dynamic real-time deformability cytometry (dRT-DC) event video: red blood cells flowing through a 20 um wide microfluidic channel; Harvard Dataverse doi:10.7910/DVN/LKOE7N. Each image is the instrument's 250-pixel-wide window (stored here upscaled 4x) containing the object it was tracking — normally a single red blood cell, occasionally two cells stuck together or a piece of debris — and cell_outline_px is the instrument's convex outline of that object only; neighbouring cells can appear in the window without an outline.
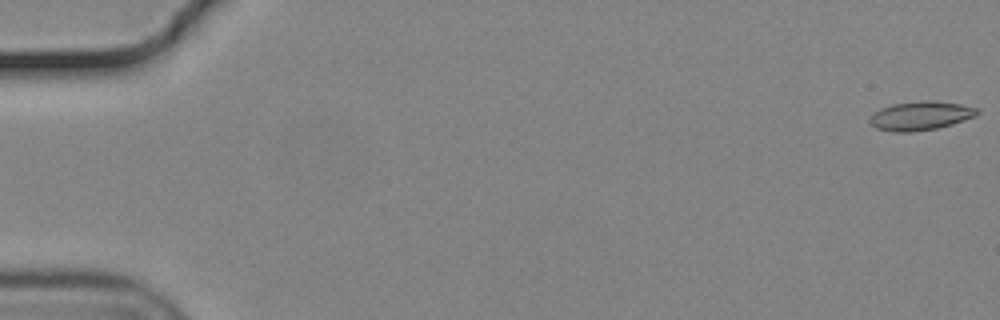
{"species": "common noctule bat (a hibernating species)", "species_latin": "Nyctalus noctula", "temperature_condition": "cold", "stored_images_in_passage": 56, "camera_frame_rate_fps": 3000, "um_per_image_px": 0.085, "animal": {"sex": "male", "body_mass_g": 19.2, "forearm_length_mm": 51.8}, "frame": {"image": 1, "passage_image": 1, "time_ms": 0.0, "image_size_px": [1000, 320], "cell_outline_px": [[980, 112], [976, 116], [952, 124], [936, 128], [912, 132], [892, 132], [876, 128], [868, 120], [880, 108], [892, 104], [928, 100], [960, 104], [980, 108]], "centroid_in_image_um": [78.27, 9.84], "position_along_channel_um": 6.7, "area_um2": 17.98}}
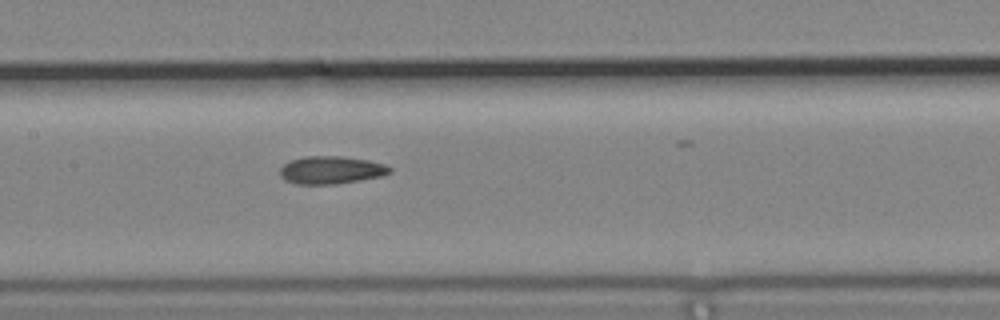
{"frame": {"image": 2, "passage_image": 28, "time_ms": 9.0, "image_size_px": [1000, 320], "cell_outline_px": [[392, 172], [384, 176], [336, 184], [296, 184], [284, 180], [280, 176], [280, 168], [284, 164], [292, 160], [304, 156], [340, 156], [368, 160], [384, 164], [392, 168]], "centroid_in_image_um": [28.15, 14.46], "position_along_channel_um": 179.2, "area_um2": 17.86}}
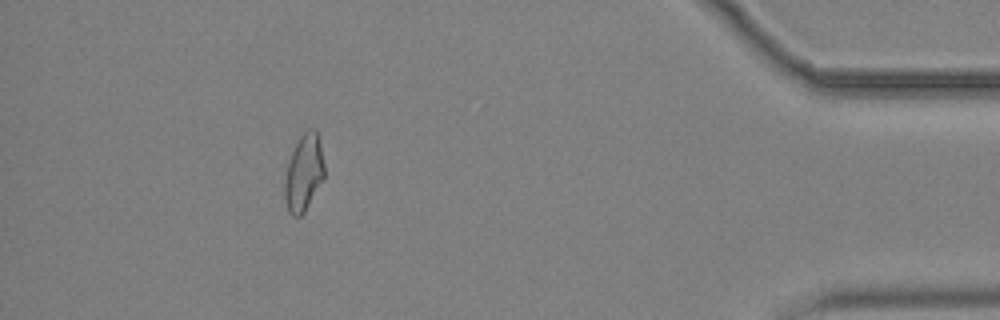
{"frame": {"image": 3, "passage_image": 51, "time_ms": 16.667, "image_size_px": [1000, 320], "cell_outline_px": [[324, 180], [304, 212], [300, 216], [292, 216], [288, 212], [284, 196], [284, 180], [288, 164], [292, 152], [300, 136], [308, 128], [316, 128], [320, 144], [324, 164]], "centroid_in_image_um": [25.83, 14.7], "position_along_channel_um": 409.4, "area_um2": 17.8}, "authors_computed_cell_mechanics": {"area_um2": 17.629, "velocity_mm_per_s": 3.7126, "shape_relaxation_time_tau1_ms": null, "shape_relaxation_time_tau2_ms": 2.9255, "deformation_change_tau1": null, "deformation_change_tau2": 0.0968}}